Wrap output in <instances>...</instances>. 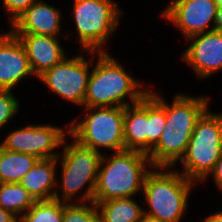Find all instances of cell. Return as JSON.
<instances>
[{
    "mask_svg": "<svg viewBox=\"0 0 222 222\" xmlns=\"http://www.w3.org/2000/svg\"><path fill=\"white\" fill-rule=\"evenodd\" d=\"M166 102V122L158 143L147 154L153 167H174L185 155L197 121L208 110L209 97L177 94Z\"/></svg>",
    "mask_w": 222,
    "mask_h": 222,
    "instance_id": "cell-1",
    "label": "cell"
},
{
    "mask_svg": "<svg viewBox=\"0 0 222 222\" xmlns=\"http://www.w3.org/2000/svg\"><path fill=\"white\" fill-rule=\"evenodd\" d=\"M98 55L88 80L84 107H126L138 103L148 92L108 52L87 51ZM141 87V88H140ZM130 99L125 101V98Z\"/></svg>",
    "mask_w": 222,
    "mask_h": 222,
    "instance_id": "cell-2",
    "label": "cell"
},
{
    "mask_svg": "<svg viewBox=\"0 0 222 222\" xmlns=\"http://www.w3.org/2000/svg\"><path fill=\"white\" fill-rule=\"evenodd\" d=\"M147 163L151 166L149 156L140 151L123 150L107 157L103 154L93 202L132 197L143 190L145 176L151 170Z\"/></svg>",
    "mask_w": 222,
    "mask_h": 222,
    "instance_id": "cell-3",
    "label": "cell"
},
{
    "mask_svg": "<svg viewBox=\"0 0 222 222\" xmlns=\"http://www.w3.org/2000/svg\"><path fill=\"white\" fill-rule=\"evenodd\" d=\"M152 169L155 170L146 174L143 184L142 191L149 205V211L144 209V215L161 222H180L195 181L176 170L168 171L170 167Z\"/></svg>",
    "mask_w": 222,
    "mask_h": 222,
    "instance_id": "cell-4",
    "label": "cell"
},
{
    "mask_svg": "<svg viewBox=\"0 0 222 222\" xmlns=\"http://www.w3.org/2000/svg\"><path fill=\"white\" fill-rule=\"evenodd\" d=\"M66 140L67 138L64 139L62 144L64 147L63 154H61L62 158H60L61 155L57 157V160H61L60 164L62 165V195L57 192L54 199L70 204V200L73 197L75 198V195L87 184V189L78 200H80V203L93 202L99 165L103 154L79 144L74 139L70 144H67Z\"/></svg>",
    "mask_w": 222,
    "mask_h": 222,
    "instance_id": "cell-5",
    "label": "cell"
},
{
    "mask_svg": "<svg viewBox=\"0 0 222 222\" xmlns=\"http://www.w3.org/2000/svg\"><path fill=\"white\" fill-rule=\"evenodd\" d=\"M83 108L84 120L78 123L73 120L67 131L68 136L97 152H101L102 147L115 152L125 150L124 107Z\"/></svg>",
    "mask_w": 222,
    "mask_h": 222,
    "instance_id": "cell-6",
    "label": "cell"
},
{
    "mask_svg": "<svg viewBox=\"0 0 222 222\" xmlns=\"http://www.w3.org/2000/svg\"><path fill=\"white\" fill-rule=\"evenodd\" d=\"M222 156V114L206 111L197 121L189 140L182 174L195 182L202 181Z\"/></svg>",
    "mask_w": 222,
    "mask_h": 222,
    "instance_id": "cell-7",
    "label": "cell"
},
{
    "mask_svg": "<svg viewBox=\"0 0 222 222\" xmlns=\"http://www.w3.org/2000/svg\"><path fill=\"white\" fill-rule=\"evenodd\" d=\"M73 5L81 49L105 52L103 43L116 31L120 7L113 0H74Z\"/></svg>",
    "mask_w": 222,
    "mask_h": 222,
    "instance_id": "cell-8",
    "label": "cell"
},
{
    "mask_svg": "<svg viewBox=\"0 0 222 222\" xmlns=\"http://www.w3.org/2000/svg\"><path fill=\"white\" fill-rule=\"evenodd\" d=\"M91 63V64H90ZM89 65L84 56H67L51 69L46 70L38 78L54 92L76 105L83 106L90 77Z\"/></svg>",
    "mask_w": 222,
    "mask_h": 222,
    "instance_id": "cell-9",
    "label": "cell"
},
{
    "mask_svg": "<svg viewBox=\"0 0 222 222\" xmlns=\"http://www.w3.org/2000/svg\"><path fill=\"white\" fill-rule=\"evenodd\" d=\"M65 131L51 124H30L7 134L0 146L9 151L30 154L39 159L56 158L60 154L54 151L63 144L66 138Z\"/></svg>",
    "mask_w": 222,
    "mask_h": 222,
    "instance_id": "cell-10",
    "label": "cell"
},
{
    "mask_svg": "<svg viewBox=\"0 0 222 222\" xmlns=\"http://www.w3.org/2000/svg\"><path fill=\"white\" fill-rule=\"evenodd\" d=\"M218 6L214 0H172L161 16L176 25L186 39L202 34L215 25Z\"/></svg>",
    "mask_w": 222,
    "mask_h": 222,
    "instance_id": "cell-11",
    "label": "cell"
},
{
    "mask_svg": "<svg viewBox=\"0 0 222 222\" xmlns=\"http://www.w3.org/2000/svg\"><path fill=\"white\" fill-rule=\"evenodd\" d=\"M188 40L192 43L181 59L193 68L197 77L207 78L222 70V31L211 30Z\"/></svg>",
    "mask_w": 222,
    "mask_h": 222,
    "instance_id": "cell-12",
    "label": "cell"
},
{
    "mask_svg": "<svg viewBox=\"0 0 222 222\" xmlns=\"http://www.w3.org/2000/svg\"><path fill=\"white\" fill-rule=\"evenodd\" d=\"M28 75L34 74L18 37L11 30L0 34V89L13 90Z\"/></svg>",
    "mask_w": 222,
    "mask_h": 222,
    "instance_id": "cell-13",
    "label": "cell"
},
{
    "mask_svg": "<svg viewBox=\"0 0 222 222\" xmlns=\"http://www.w3.org/2000/svg\"><path fill=\"white\" fill-rule=\"evenodd\" d=\"M14 34L23 45L31 70L37 78L60 63L67 55L58 41L59 37L30 33Z\"/></svg>",
    "mask_w": 222,
    "mask_h": 222,
    "instance_id": "cell-14",
    "label": "cell"
},
{
    "mask_svg": "<svg viewBox=\"0 0 222 222\" xmlns=\"http://www.w3.org/2000/svg\"><path fill=\"white\" fill-rule=\"evenodd\" d=\"M61 10L37 0L13 24V33H30L58 37L61 30Z\"/></svg>",
    "mask_w": 222,
    "mask_h": 222,
    "instance_id": "cell-15",
    "label": "cell"
},
{
    "mask_svg": "<svg viewBox=\"0 0 222 222\" xmlns=\"http://www.w3.org/2000/svg\"><path fill=\"white\" fill-rule=\"evenodd\" d=\"M125 150L147 154L148 93L136 104L124 107Z\"/></svg>",
    "mask_w": 222,
    "mask_h": 222,
    "instance_id": "cell-16",
    "label": "cell"
},
{
    "mask_svg": "<svg viewBox=\"0 0 222 222\" xmlns=\"http://www.w3.org/2000/svg\"><path fill=\"white\" fill-rule=\"evenodd\" d=\"M56 158L39 159L19 182L35 201L50 200L57 193Z\"/></svg>",
    "mask_w": 222,
    "mask_h": 222,
    "instance_id": "cell-17",
    "label": "cell"
},
{
    "mask_svg": "<svg viewBox=\"0 0 222 222\" xmlns=\"http://www.w3.org/2000/svg\"><path fill=\"white\" fill-rule=\"evenodd\" d=\"M100 214V222H140L144 209L132 197L94 202Z\"/></svg>",
    "mask_w": 222,
    "mask_h": 222,
    "instance_id": "cell-18",
    "label": "cell"
},
{
    "mask_svg": "<svg viewBox=\"0 0 222 222\" xmlns=\"http://www.w3.org/2000/svg\"><path fill=\"white\" fill-rule=\"evenodd\" d=\"M39 158L9 151L0 146V183H19Z\"/></svg>",
    "mask_w": 222,
    "mask_h": 222,
    "instance_id": "cell-19",
    "label": "cell"
},
{
    "mask_svg": "<svg viewBox=\"0 0 222 222\" xmlns=\"http://www.w3.org/2000/svg\"><path fill=\"white\" fill-rule=\"evenodd\" d=\"M35 203L33 197L20 183H0V207L18 218Z\"/></svg>",
    "mask_w": 222,
    "mask_h": 222,
    "instance_id": "cell-20",
    "label": "cell"
},
{
    "mask_svg": "<svg viewBox=\"0 0 222 222\" xmlns=\"http://www.w3.org/2000/svg\"><path fill=\"white\" fill-rule=\"evenodd\" d=\"M166 122V101L164 98L148 92V133L147 154L158 143Z\"/></svg>",
    "mask_w": 222,
    "mask_h": 222,
    "instance_id": "cell-21",
    "label": "cell"
},
{
    "mask_svg": "<svg viewBox=\"0 0 222 222\" xmlns=\"http://www.w3.org/2000/svg\"><path fill=\"white\" fill-rule=\"evenodd\" d=\"M67 203L56 199L35 201L18 222H63V207Z\"/></svg>",
    "mask_w": 222,
    "mask_h": 222,
    "instance_id": "cell-22",
    "label": "cell"
},
{
    "mask_svg": "<svg viewBox=\"0 0 222 222\" xmlns=\"http://www.w3.org/2000/svg\"><path fill=\"white\" fill-rule=\"evenodd\" d=\"M91 206H90V205ZM70 203L63 207V222H100V214L94 202Z\"/></svg>",
    "mask_w": 222,
    "mask_h": 222,
    "instance_id": "cell-23",
    "label": "cell"
},
{
    "mask_svg": "<svg viewBox=\"0 0 222 222\" xmlns=\"http://www.w3.org/2000/svg\"><path fill=\"white\" fill-rule=\"evenodd\" d=\"M19 102L12 90L0 89V129L4 127L17 114Z\"/></svg>",
    "mask_w": 222,
    "mask_h": 222,
    "instance_id": "cell-24",
    "label": "cell"
},
{
    "mask_svg": "<svg viewBox=\"0 0 222 222\" xmlns=\"http://www.w3.org/2000/svg\"><path fill=\"white\" fill-rule=\"evenodd\" d=\"M37 0H3V7L10 12L11 25Z\"/></svg>",
    "mask_w": 222,
    "mask_h": 222,
    "instance_id": "cell-25",
    "label": "cell"
},
{
    "mask_svg": "<svg viewBox=\"0 0 222 222\" xmlns=\"http://www.w3.org/2000/svg\"><path fill=\"white\" fill-rule=\"evenodd\" d=\"M210 174L213 175L212 177L215 180L214 183H216V186L220 188L219 190H222V156L216 162L210 173L202 181H206Z\"/></svg>",
    "mask_w": 222,
    "mask_h": 222,
    "instance_id": "cell-26",
    "label": "cell"
},
{
    "mask_svg": "<svg viewBox=\"0 0 222 222\" xmlns=\"http://www.w3.org/2000/svg\"><path fill=\"white\" fill-rule=\"evenodd\" d=\"M0 222H18V217L12 212L0 207Z\"/></svg>",
    "mask_w": 222,
    "mask_h": 222,
    "instance_id": "cell-27",
    "label": "cell"
},
{
    "mask_svg": "<svg viewBox=\"0 0 222 222\" xmlns=\"http://www.w3.org/2000/svg\"><path fill=\"white\" fill-rule=\"evenodd\" d=\"M211 29L222 31V7L218 8L215 19V26L211 27Z\"/></svg>",
    "mask_w": 222,
    "mask_h": 222,
    "instance_id": "cell-28",
    "label": "cell"
},
{
    "mask_svg": "<svg viewBox=\"0 0 222 222\" xmlns=\"http://www.w3.org/2000/svg\"><path fill=\"white\" fill-rule=\"evenodd\" d=\"M203 222H222V211L209 215Z\"/></svg>",
    "mask_w": 222,
    "mask_h": 222,
    "instance_id": "cell-29",
    "label": "cell"
},
{
    "mask_svg": "<svg viewBox=\"0 0 222 222\" xmlns=\"http://www.w3.org/2000/svg\"><path fill=\"white\" fill-rule=\"evenodd\" d=\"M140 222H161V221H159V220H157V219H155L153 217H150L148 215H144Z\"/></svg>",
    "mask_w": 222,
    "mask_h": 222,
    "instance_id": "cell-30",
    "label": "cell"
},
{
    "mask_svg": "<svg viewBox=\"0 0 222 222\" xmlns=\"http://www.w3.org/2000/svg\"><path fill=\"white\" fill-rule=\"evenodd\" d=\"M218 8L222 7V0H214Z\"/></svg>",
    "mask_w": 222,
    "mask_h": 222,
    "instance_id": "cell-31",
    "label": "cell"
}]
</instances>
